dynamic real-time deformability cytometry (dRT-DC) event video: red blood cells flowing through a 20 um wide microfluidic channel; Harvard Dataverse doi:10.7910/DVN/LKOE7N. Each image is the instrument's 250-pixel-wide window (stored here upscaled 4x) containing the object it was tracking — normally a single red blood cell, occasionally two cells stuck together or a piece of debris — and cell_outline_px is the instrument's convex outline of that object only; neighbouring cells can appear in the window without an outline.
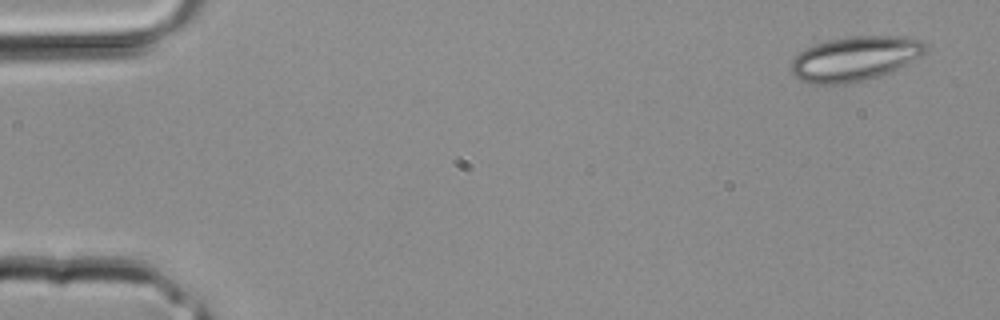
{"species": "common noctule bat (a hibernating species)", "species_latin": "Nyctalus noctula", "temperature_condition": "room temperature", "stored_images_in_passage": 3, "camera_frame_rate_fps": 3000, "um_per_image_px": 0.085, "animal": {"sex": "male", "body_mass_g": 20.4}, "frame": {"image": 1, "passage_image": 1, "time_ms": 0.0, "image_size_px": [1000, 320], "cell_outline_px": [[928, 48], [920, 56], [892, 72], [880, 76], [848, 84], [812, 84], [788, 72], [788, 68], [792, 60], [800, 52], [816, 44], [828, 40], [852, 36], [904, 36], [920, 40], [928, 44]], "centroid_in_image_um": [72.67, 4.99], "position_along_channel_um": 12.3, "area_um2": 35.03}}